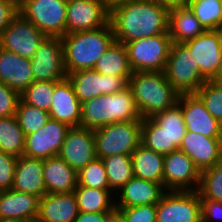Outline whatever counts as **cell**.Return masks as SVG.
<instances>
[{"instance_id": "obj_1", "label": "cell", "mask_w": 222, "mask_h": 222, "mask_svg": "<svg viewBox=\"0 0 222 222\" xmlns=\"http://www.w3.org/2000/svg\"><path fill=\"white\" fill-rule=\"evenodd\" d=\"M169 8L158 0H124L113 4L109 23L115 41L126 44L136 39L169 34Z\"/></svg>"}, {"instance_id": "obj_2", "label": "cell", "mask_w": 222, "mask_h": 222, "mask_svg": "<svg viewBox=\"0 0 222 222\" xmlns=\"http://www.w3.org/2000/svg\"><path fill=\"white\" fill-rule=\"evenodd\" d=\"M67 74L93 69L100 56L115 41L111 24L101 28L66 34L61 38Z\"/></svg>"}, {"instance_id": "obj_3", "label": "cell", "mask_w": 222, "mask_h": 222, "mask_svg": "<svg viewBox=\"0 0 222 222\" xmlns=\"http://www.w3.org/2000/svg\"><path fill=\"white\" fill-rule=\"evenodd\" d=\"M142 120L130 87L87 100L81 104V124L83 128L96 130L102 126Z\"/></svg>"}, {"instance_id": "obj_4", "label": "cell", "mask_w": 222, "mask_h": 222, "mask_svg": "<svg viewBox=\"0 0 222 222\" xmlns=\"http://www.w3.org/2000/svg\"><path fill=\"white\" fill-rule=\"evenodd\" d=\"M142 119L152 118L178 103L180 93L164 72H133L129 84Z\"/></svg>"}, {"instance_id": "obj_5", "label": "cell", "mask_w": 222, "mask_h": 222, "mask_svg": "<svg viewBox=\"0 0 222 222\" xmlns=\"http://www.w3.org/2000/svg\"><path fill=\"white\" fill-rule=\"evenodd\" d=\"M142 120H130L93 130L96 156L131 155L141 144Z\"/></svg>"}, {"instance_id": "obj_6", "label": "cell", "mask_w": 222, "mask_h": 222, "mask_svg": "<svg viewBox=\"0 0 222 222\" xmlns=\"http://www.w3.org/2000/svg\"><path fill=\"white\" fill-rule=\"evenodd\" d=\"M124 45L133 72H164L172 39L169 34H159Z\"/></svg>"}, {"instance_id": "obj_7", "label": "cell", "mask_w": 222, "mask_h": 222, "mask_svg": "<svg viewBox=\"0 0 222 222\" xmlns=\"http://www.w3.org/2000/svg\"><path fill=\"white\" fill-rule=\"evenodd\" d=\"M164 74L180 94L196 93L207 81L195 64L192 52L183 43L172 42Z\"/></svg>"}, {"instance_id": "obj_8", "label": "cell", "mask_w": 222, "mask_h": 222, "mask_svg": "<svg viewBox=\"0 0 222 222\" xmlns=\"http://www.w3.org/2000/svg\"><path fill=\"white\" fill-rule=\"evenodd\" d=\"M67 0H24L19 12L47 37L66 35Z\"/></svg>"}, {"instance_id": "obj_9", "label": "cell", "mask_w": 222, "mask_h": 222, "mask_svg": "<svg viewBox=\"0 0 222 222\" xmlns=\"http://www.w3.org/2000/svg\"><path fill=\"white\" fill-rule=\"evenodd\" d=\"M156 222H202L198 191H166L157 203Z\"/></svg>"}, {"instance_id": "obj_10", "label": "cell", "mask_w": 222, "mask_h": 222, "mask_svg": "<svg viewBox=\"0 0 222 222\" xmlns=\"http://www.w3.org/2000/svg\"><path fill=\"white\" fill-rule=\"evenodd\" d=\"M46 37L19 12L0 34V47L30 60Z\"/></svg>"}, {"instance_id": "obj_11", "label": "cell", "mask_w": 222, "mask_h": 222, "mask_svg": "<svg viewBox=\"0 0 222 222\" xmlns=\"http://www.w3.org/2000/svg\"><path fill=\"white\" fill-rule=\"evenodd\" d=\"M67 77L82 104L94 97L114 94L127 88L130 76L103 75L94 69H87L69 73Z\"/></svg>"}, {"instance_id": "obj_12", "label": "cell", "mask_w": 222, "mask_h": 222, "mask_svg": "<svg viewBox=\"0 0 222 222\" xmlns=\"http://www.w3.org/2000/svg\"><path fill=\"white\" fill-rule=\"evenodd\" d=\"M109 17L110 7L101 0H67L66 34L101 28Z\"/></svg>"}, {"instance_id": "obj_13", "label": "cell", "mask_w": 222, "mask_h": 222, "mask_svg": "<svg viewBox=\"0 0 222 222\" xmlns=\"http://www.w3.org/2000/svg\"><path fill=\"white\" fill-rule=\"evenodd\" d=\"M34 81H60L67 77L61 37H46L30 59Z\"/></svg>"}, {"instance_id": "obj_14", "label": "cell", "mask_w": 222, "mask_h": 222, "mask_svg": "<svg viewBox=\"0 0 222 222\" xmlns=\"http://www.w3.org/2000/svg\"><path fill=\"white\" fill-rule=\"evenodd\" d=\"M163 166V187L166 191L198 190L200 171L186 153L178 149L164 155Z\"/></svg>"}, {"instance_id": "obj_15", "label": "cell", "mask_w": 222, "mask_h": 222, "mask_svg": "<svg viewBox=\"0 0 222 222\" xmlns=\"http://www.w3.org/2000/svg\"><path fill=\"white\" fill-rule=\"evenodd\" d=\"M70 128L66 123L49 119L39 130L25 136L23 155L40 159L57 156Z\"/></svg>"}, {"instance_id": "obj_16", "label": "cell", "mask_w": 222, "mask_h": 222, "mask_svg": "<svg viewBox=\"0 0 222 222\" xmlns=\"http://www.w3.org/2000/svg\"><path fill=\"white\" fill-rule=\"evenodd\" d=\"M57 156L79 172L97 158L93 130L81 126L71 127Z\"/></svg>"}, {"instance_id": "obj_17", "label": "cell", "mask_w": 222, "mask_h": 222, "mask_svg": "<svg viewBox=\"0 0 222 222\" xmlns=\"http://www.w3.org/2000/svg\"><path fill=\"white\" fill-rule=\"evenodd\" d=\"M183 44L192 52L201 75L206 80H213L217 75L222 57V46L216 30H206Z\"/></svg>"}, {"instance_id": "obj_18", "label": "cell", "mask_w": 222, "mask_h": 222, "mask_svg": "<svg viewBox=\"0 0 222 222\" xmlns=\"http://www.w3.org/2000/svg\"><path fill=\"white\" fill-rule=\"evenodd\" d=\"M178 102L187 131L197 132L206 137L222 138L220 122L209 113L195 93L180 94Z\"/></svg>"}, {"instance_id": "obj_19", "label": "cell", "mask_w": 222, "mask_h": 222, "mask_svg": "<svg viewBox=\"0 0 222 222\" xmlns=\"http://www.w3.org/2000/svg\"><path fill=\"white\" fill-rule=\"evenodd\" d=\"M179 150L186 153L195 167L202 172L222 161V138L186 131Z\"/></svg>"}, {"instance_id": "obj_20", "label": "cell", "mask_w": 222, "mask_h": 222, "mask_svg": "<svg viewBox=\"0 0 222 222\" xmlns=\"http://www.w3.org/2000/svg\"><path fill=\"white\" fill-rule=\"evenodd\" d=\"M49 114L50 119L80 127L81 103L68 77L55 83Z\"/></svg>"}, {"instance_id": "obj_21", "label": "cell", "mask_w": 222, "mask_h": 222, "mask_svg": "<svg viewBox=\"0 0 222 222\" xmlns=\"http://www.w3.org/2000/svg\"><path fill=\"white\" fill-rule=\"evenodd\" d=\"M33 81L30 60L0 47V82L21 94Z\"/></svg>"}, {"instance_id": "obj_22", "label": "cell", "mask_w": 222, "mask_h": 222, "mask_svg": "<svg viewBox=\"0 0 222 222\" xmlns=\"http://www.w3.org/2000/svg\"><path fill=\"white\" fill-rule=\"evenodd\" d=\"M119 190L118 193L121 195L115 202V208L157 204L166 191L160 183L135 176Z\"/></svg>"}, {"instance_id": "obj_23", "label": "cell", "mask_w": 222, "mask_h": 222, "mask_svg": "<svg viewBox=\"0 0 222 222\" xmlns=\"http://www.w3.org/2000/svg\"><path fill=\"white\" fill-rule=\"evenodd\" d=\"M78 214L79 209L74 192L46 193L39 200L36 222H75Z\"/></svg>"}, {"instance_id": "obj_24", "label": "cell", "mask_w": 222, "mask_h": 222, "mask_svg": "<svg viewBox=\"0 0 222 222\" xmlns=\"http://www.w3.org/2000/svg\"><path fill=\"white\" fill-rule=\"evenodd\" d=\"M12 189L42 198L46 192L43 159L20 156L17 158Z\"/></svg>"}, {"instance_id": "obj_25", "label": "cell", "mask_w": 222, "mask_h": 222, "mask_svg": "<svg viewBox=\"0 0 222 222\" xmlns=\"http://www.w3.org/2000/svg\"><path fill=\"white\" fill-rule=\"evenodd\" d=\"M40 198L13 189L0 191V220L29 219L36 222Z\"/></svg>"}, {"instance_id": "obj_26", "label": "cell", "mask_w": 222, "mask_h": 222, "mask_svg": "<svg viewBox=\"0 0 222 222\" xmlns=\"http://www.w3.org/2000/svg\"><path fill=\"white\" fill-rule=\"evenodd\" d=\"M43 176L47 193H70L78 185V172L59 156L43 159Z\"/></svg>"}, {"instance_id": "obj_27", "label": "cell", "mask_w": 222, "mask_h": 222, "mask_svg": "<svg viewBox=\"0 0 222 222\" xmlns=\"http://www.w3.org/2000/svg\"><path fill=\"white\" fill-rule=\"evenodd\" d=\"M168 31L175 43H185L206 30L187 5H173L169 8Z\"/></svg>"}, {"instance_id": "obj_28", "label": "cell", "mask_w": 222, "mask_h": 222, "mask_svg": "<svg viewBox=\"0 0 222 222\" xmlns=\"http://www.w3.org/2000/svg\"><path fill=\"white\" fill-rule=\"evenodd\" d=\"M131 162L135 177L160 183L163 186V154L140 144L131 154Z\"/></svg>"}, {"instance_id": "obj_29", "label": "cell", "mask_w": 222, "mask_h": 222, "mask_svg": "<svg viewBox=\"0 0 222 222\" xmlns=\"http://www.w3.org/2000/svg\"><path fill=\"white\" fill-rule=\"evenodd\" d=\"M73 192L81 212H116L111 189L90 188L78 184Z\"/></svg>"}, {"instance_id": "obj_30", "label": "cell", "mask_w": 222, "mask_h": 222, "mask_svg": "<svg viewBox=\"0 0 222 222\" xmlns=\"http://www.w3.org/2000/svg\"><path fill=\"white\" fill-rule=\"evenodd\" d=\"M93 69L103 75L131 76L133 73L126 47L117 41L100 56Z\"/></svg>"}, {"instance_id": "obj_31", "label": "cell", "mask_w": 222, "mask_h": 222, "mask_svg": "<svg viewBox=\"0 0 222 222\" xmlns=\"http://www.w3.org/2000/svg\"><path fill=\"white\" fill-rule=\"evenodd\" d=\"M152 119L165 131L168 136V146L180 148L187 128L181 112L180 103H176L163 112L154 115Z\"/></svg>"}, {"instance_id": "obj_32", "label": "cell", "mask_w": 222, "mask_h": 222, "mask_svg": "<svg viewBox=\"0 0 222 222\" xmlns=\"http://www.w3.org/2000/svg\"><path fill=\"white\" fill-rule=\"evenodd\" d=\"M25 135L15 116L0 118V151L20 157L24 154Z\"/></svg>"}, {"instance_id": "obj_33", "label": "cell", "mask_w": 222, "mask_h": 222, "mask_svg": "<svg viewBox=\"0 0 222 222\" xmlns=\"http://www.w3.org/2000/svg\"><path fill=\"white\" fill-rule=\"evenodd\" d=\"M102 160L112 191L121 189L134 176L131 155H112Z\"/></svg>"}, {"instance_id": "obj_34", "label": "cell", "mask_w": 222, "mask_h": 222, "mask_svg": "<svg viewBox=\"0 0 222 222\" xmlns=\"http://www.w3.org/2000/svg\"><path fill=\"white\" fill-rule=\"evenodd\" d=\"M186 5L205 30H216L222 24V0H188Z\"/></svg>"}, {"instance_id": "obj_35", "label": "cell", "mask_w": 222, "mask_h": 222, "mask_svg": "<svg viewBox=\"0 0 222 222\" xmlns=\"http://www.w3.org/2000/svg\"><path fill=\"white\" fill-rule=\"evenodd\" d=\"M141 144L163 155L179 149L168 146L167 134L152 118L142 119Z\"/></svg>"}, {"instance_id": "obj_36", "label": "cell", "mask_w": 222, "mask_h": 222, "mask_svg": "<svg viewBox=\"0 0 222 222\" xmlns=\"http://www.w3.org/2000/svg\"><path fill=\"white\" fill-rule=\"evenodd\" d=\"M56 82L58 81H33L20 94V100L49 113Z\"/></svg>"}, {"instance_id": "obj_37", "label": "cell", "mask_w": 222, "mask_h": 222, "mask_svg": "<svg viewBox=\"0 0 222 222\" xmlns=\"http://www.w3.org/2000/svg\"><path fill=\"white\" fill-rule=\"evenodd\" d=\"M15 117L26 136L43 127L50 119V114L19 100Z\"/></svg>"}, {"instance_id": "obj_38", "label": "cell", "mask_w": 222, "mask_h": 222, "mask_svg": "<svg viewBox=\"0 0 222 222\" xmlns=\"http://www.w3.org/2000/svg\"><path fill=\"white\" fill-rule=\"evenodd\" d=\"M200 199L222 202V161L200 172L198 188Z\"/></svg>"}, {"instance_id": "obj_39", "label": "cell", "mask_w": 222, "mask_h": 222, "mask_svg": "<svg viewBox=\"0 0 222 222\" xmlns=\"http://www.w3.org/2000/svg\"><path fill=\"white\" fill-rule=\"evenodd\" d=\"M209 113L222 121V82L207 80L195 93Z\"/></svg>"}, {"instance_id": "obj_40", "label": "cell", "mask_w": 222, "mask_h": 222, "mask_svg": "<svg viewBox=\"0 0 222 222\" xmlns=\"http://www.w3.org/2000/svg\"><path fill=\"white\" fill-rule=\"evenodd\" d=\"M78 184L90 188L110 189L103 160L96 158L78 172Z\"/></svg>"}, {"instance_id": "obj_41", "label": "cell", "mask_w": 222, "mask_h": 222, "mask_svg": "<svg viewBox=\"0 0 222 222\" xmlns=\"http://www.w3.org/2000/svg\"><path fill=\"white\" fill-rule=\"evenodd\" d=\"M157 204L116 208V216L121 222H156Z\"/></svg>"}, {"instance_id": "obj_42", "label": "cell", "mask_w": 222, "mask_h": 222, "mask_svg": "<svg viewBox=\"0 0 222 222\" xmlns=\"http://www.w3.org/2000/svg\"><path fill=\"white\" fill-rule=\"evenodd\" d=\"M17 157L0 151V191L12 189Z\"/></svg>"}, {"instance_id": "obj_43", "label": "cell", "mask_w": 222, "mask_h": 222, "mask_svg": "<svg viewBox=\"0 0 222 222\" xmlns=\"http://www.w3.org/2000/svg\"><path fill=\"white\" fill-rule=\"evenodd\" d=\"M20 94L0 82V118L15 116Z\"/></svg>"}, {"instance_id": "obj_44", "label": "cell", "mask_w": 222, "mask_h": 222, "mask_svg": "<svg viewBox=\"0 0 222 222\" xmlns=\"http://www.w3.org/2000/svg\"><path fill=\"white\" fill-rule=\"evenodd\" d=\"M201 215L202 222H217L218 219L222 222V202L201 199Z\"/></svg>"}, {"instance_id": "obj_45", "label": "cell", "mask_w": 222, "mask_h": 222, "mask_svg": "<svg viewBox=\"0 0 222 222\" xmlns=\"http://www.w3.org/2000/svg\"><path fill=\"white\" fill-rule=\"evenodd\" d=\"M19 13V4L15 0H0V34Z\"/></svg>"}, {"instance_id": "obj_46", "label": "cell", "mask_w": 222, "mask_h": 222, "mask_svg": "<svg viewBox=\"0 0 222 222\" xmlns=\"http://www.w3.org/2000/svg\"><path fill=\"white\" fill-rule=\"evenodd\" d=\"M116 212H81L79 211L75 222H113Z\"/></svg>"}, {"instance_id": "obj_47", "label": "cell", "mask_w": 222, "mask_h": 222, "mask_svg": "<svg viewBox=\"0 0 222 222\" xmlns=\"http://www.w3.org/2000/svg\"><path fill=\"white\" fill-rule=\"evenodd\" d=\"M161 3L167 4L169 6L173 5H186V0H158Z\"/></svg>"}, {"instance_id": "obj_48", "label": "cell", "mask_w": 222, "mask_h": 222, "mask_svg": "<svg viewBox=\"0 0 222 222\" xmlns=\"http://www.w3.org/2000/svg\"><path fill=\"white\" fill-rule=\"evenodd\" d=\"M213 80L217 82H222V57H221L220 66H219L217 75Z\"/></svg>"}, {"instance_id": "obj_49", "label": "cell", "mask_w": 222, "mask_h": 222, "mask_svg": "<svg viewBox=\"0 0 222 222\" xmlns=\"http://www.w3.org/2000/svg\"><path fill=\"white\" fill-rule=\"evenodd\" d=\"M0 222H35L33 220H29V219H9V220H0Z\"/></svg>"}, {"instance_id": "obj_50", "label": "cell", "mask_w": 222, "mask_h": 222, "mask_svg": "<svg viewBox=\"0 0 222 222\" xmlns=\"http://www.w3.org/2000/svg\"><path fill=\"white\" fill-rule=\"evenodd\" d=\"M105 2L109 7H111L113 4L124 1V0H101Z\"/></svg>"}, {"instance_id": "obj_51", "label": "cell", "mask_w": 222, "mask_h": 222, "mask_svg": "<svg viewBox=\"0 0 222 222\" xmlns=\"http://www.w3.org/2000/svg\"><path fill=\"white\" fill-rule=\"evenodd\" d=\"M216 32H217L218 35H219L220 44H221V46H222V24L216 29Z\"/></svg>"}, {"instance_id": "obj_52", "label": "cell", "mask_w": 222, "mask_h": 222, "mask_svg": "<svg viewBox=\"0 0 222 222\" xmlns=\"http://www.w3.org/2000/svg\"><path fill=\"white\" fill-rule=\"evenodd\" d=\"M113 222H121V221L116 216L115 219L113 220Z\"/></svg>"}, {"instance_id": "obj_53", "label": "cell", "mask_w": 222, "mask_h": 222, "mask_svg": "<svg viewBox=\"0 0 222 222\" xmlns=\"http://www.w3.org/2000/svg\"><path fill=\"white\" fill-rule=\"evenodd\" d=\"M18 4H20L21 2H23L24 0H15Z\"/></svg>"}, {"instance_id": "obj_54", "label": "cell", "mask_w": 222, "mask_h": 222, "mask_svg": "<svg viewBox=\"0 0 222 222\" xmlns=\"http://www.w3.org/2000/svg\"><path fill=\"white\" fill-rule=\"evenodd\" d=\"M220 127H221V136H222V121L220 122Z\"/></svg>"}]
</instances>
